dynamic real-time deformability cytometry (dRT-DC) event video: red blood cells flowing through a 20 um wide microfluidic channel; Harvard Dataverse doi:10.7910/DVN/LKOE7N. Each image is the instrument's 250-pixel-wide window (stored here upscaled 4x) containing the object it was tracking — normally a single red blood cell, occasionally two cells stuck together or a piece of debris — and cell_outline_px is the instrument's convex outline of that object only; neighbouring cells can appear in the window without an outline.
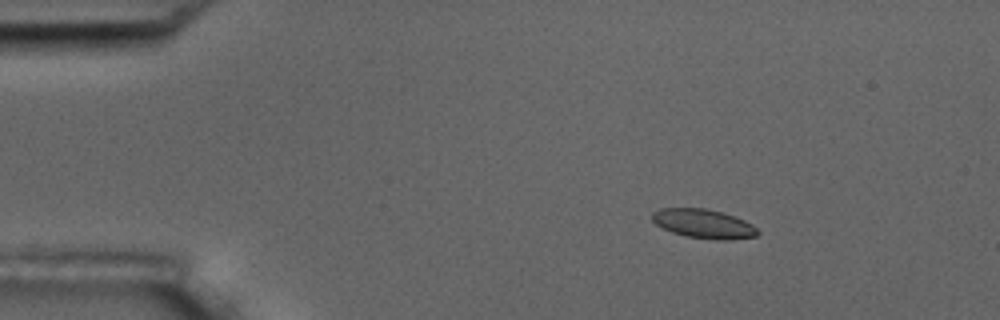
{"species": "common noctule bat (a hibernating species)", "species_latin": "Nyctalus noctula", "temperature_condition": "room temperature", "stored_images_in_passage": 5, "camera_frame_rate_fps": 3000, "um_per_image_px": 0.085, "animal": {"sex": "male", "body_mass_g": 17.5, "forearm_length_mm": 52.3}, "frame": {"image": 1, "passage_image": 2, "time_ms": 1.333, "image_size_px": [1000, 320], "cell_outline_px": [[760, 232], [756, 236], [732, 240], [716, 240], [688, 236], [672, 232], [656, 224], [652, 220], [652, 212], [660, 208], [704, 208], [720, 212], [744, 220], [752, 224]], "centroid_in_image_um": [59.81, 19.02], "position_along_channel_um": 25.2, "area_um2": 17.74}}
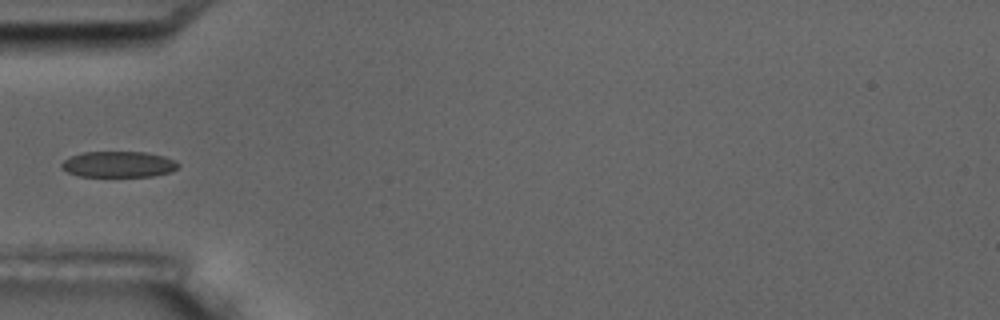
{"frame": {"image": 2, "passage_image": 5, "time_ms": 4.667, "image_size_px": [1000, 320], "cell_outline_px": [[180, 164], [172, 172], [152, 176], [80, 176], [68, 172], [60, 168], [60, 164], [64, 160], [72, 156], [84, 152], [144, 152], [164, 156]], "centroid_in_image_um": [10.06, 13.97], "position_along_channel_um": 74.9, "area_um2": 17.51}}